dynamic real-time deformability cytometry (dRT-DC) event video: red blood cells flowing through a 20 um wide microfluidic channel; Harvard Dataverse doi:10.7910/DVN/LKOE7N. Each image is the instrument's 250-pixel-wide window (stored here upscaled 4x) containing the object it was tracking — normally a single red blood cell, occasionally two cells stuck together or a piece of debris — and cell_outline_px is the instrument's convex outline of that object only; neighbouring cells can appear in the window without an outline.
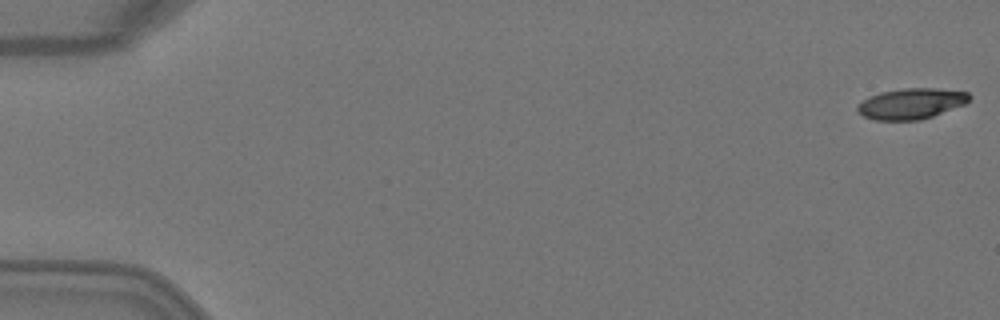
{"species": "Egyptian fruit bat (a non-hibernating species)", "species_latin": "Rousettus aegyptiacus", "temperature_condition": "warm", "stored_images_in_passage": 4, "camera_frame_rate_fps": 3000, "um_per_image_px": 0.085, "animal": {"sex": "female"}, "frame": {"image": 1, "passage_image": 1, "time_ms": 0.0, "image_size_px": [1000, 320], "cell_outline_px": [[972, 96], [964, 104], [932, 116], [920, 120], [872, 120], [856, 112], [856, 104], [880, 92], [904, 88], [936, 88], [968, 92]], "centroid_in_image_um": [77.42, 8.81], "position_along_channel_um": 7.6, "area_um2": 20.0}}
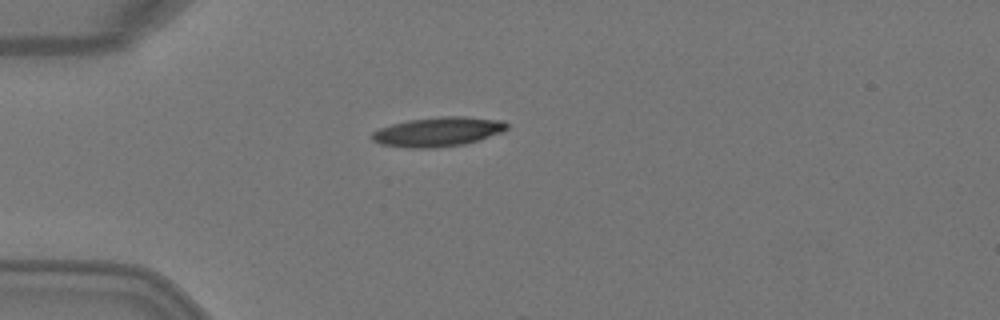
{"frame": {"image": 2, "passage_image": 4, "time_ms": 1.0, "image_size_px": [1000, 320], "cell_outline_px": [[508, 128], [500, 132], [464, 144], [432, 148], [404, 148], [380, 144], [372, 140], [372, 132], [380, 128], [392, 124], [408, 120], [444, 116], [464, 116], [504, 120], [508, 124]], "centroid_in_image_um": [37.2, 11.2], "position_along_channel_um": 47.8, "area_um2": 23.0}}